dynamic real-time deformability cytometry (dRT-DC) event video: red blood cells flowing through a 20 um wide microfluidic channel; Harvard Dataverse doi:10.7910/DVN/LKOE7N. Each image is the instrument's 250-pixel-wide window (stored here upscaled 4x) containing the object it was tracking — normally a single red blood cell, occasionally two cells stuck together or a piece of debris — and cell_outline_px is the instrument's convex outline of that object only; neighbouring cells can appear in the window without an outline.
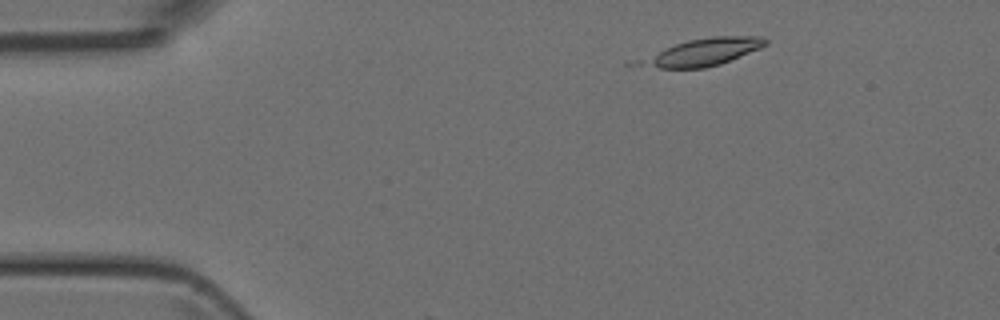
{"species": "Egyptian fruit bat (a non-hibernating species)", "species_latin": "Rousettus aegyptiacus", "temperature_condition": "room temperature", "stored_images_in_passage": 4, "camera_frame_rate_fps": 3000, "um_per_image_px": 0.085, "animal": {"sex": "female"}, "frame": {"image": 1, "passage_image": 2, "time_ms": 1.0, "image_size_px": [1000, 320], "cell_outline_px": [[768, 44], [760, 48], [720, 64], [704, 68], [660, 68], [652, 64], [648, 60], [664, 48], [688, 40], [712, 36], [764, 36], [768, 40]], "centroid_in_image_um": [60.07, 4.38], "position_along_channel_um": 24.9, "area_um2": 18.61}}